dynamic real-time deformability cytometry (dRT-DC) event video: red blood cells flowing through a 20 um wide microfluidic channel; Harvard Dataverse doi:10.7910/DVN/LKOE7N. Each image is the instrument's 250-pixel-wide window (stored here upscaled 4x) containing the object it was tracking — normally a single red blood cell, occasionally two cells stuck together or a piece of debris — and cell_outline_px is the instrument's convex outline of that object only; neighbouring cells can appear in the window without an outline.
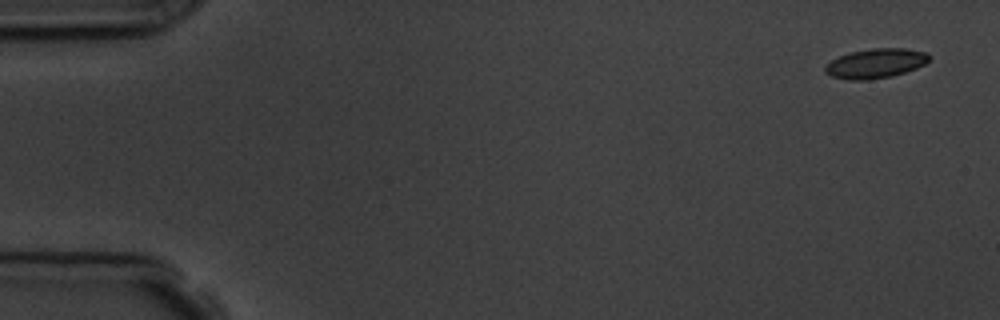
{"species": "common noctule bat (a hibernating species)", "species_latin": "Nyctalus noctula", "temperature_condition": "room temperature", "stored_images_in_passage": 11, "camera_frame_rate_fps": 3000, "um_per_image_px": 0.085, "animal": {"sex": "male", "body_mass_g": 19.5, "forearm_length_mm": 54.6}, "frame": {"image": 1, "passage_image": 1, "time_ms": 0.0, "image_size_px": [1000, 320], "cell_outline_px": [[928, 60], [924, 64], [916, 68], [892, 76], [868, 80], [848, 80], [832, 76], [824, 72], [824, 68], [832, 60], [840, 56], [852, 52], [872, 48], [904, 48], [928, 52]], "centroid_in_image_um": [74.43, 5.39], "position_along_channel_um": 10.6, "area_um2": 17.74}}
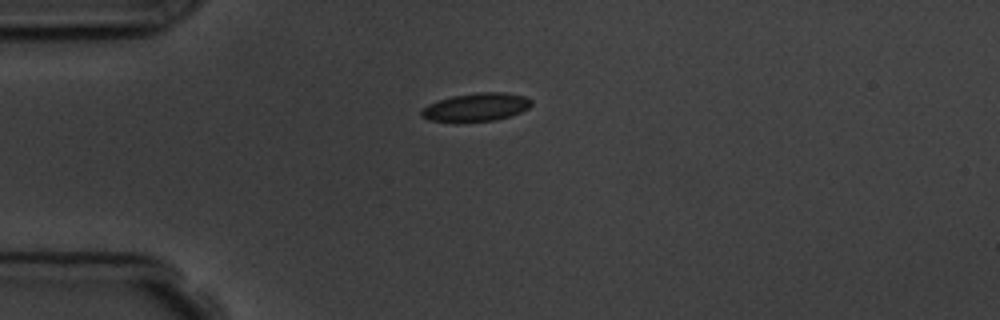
{"frame": {"image": 2, "passage_image": 4, "time_ms": 4.0, "image_size_px": [1000, 320], "cell_outline_px": [[532, 104], [528, 108], [520, 112], [496, 120], [456, 124], [428, 120], [420, 116], [420, 112], [428, 104], [452, 96], [476, 92], [504, 92], [524, 96], [532, 100]], "centroid_in_image_um": [40.42, 9.14], "position_along_channel_um": 44.6, "area_um2": 18.55}}
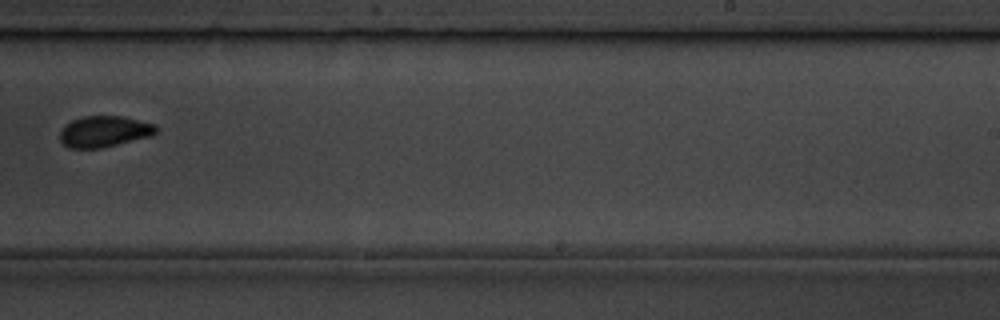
{"frame": {"image": 3, "passage_image": 10, "time_ms": 11.0, "image_size_px": [1000, 320], "cell_outline_px": [[160, 128], [156, 132], [148, 136], [100, 148], [68, 148], [60, 140], [60, 132], [64, 124], [72, 120], [84, 116], [120, 116], [156, 124]], "centroid_in_image_um": [8.83, 11.16], "position_along_channel_um": 280.2, "area_um2": 17.28}}